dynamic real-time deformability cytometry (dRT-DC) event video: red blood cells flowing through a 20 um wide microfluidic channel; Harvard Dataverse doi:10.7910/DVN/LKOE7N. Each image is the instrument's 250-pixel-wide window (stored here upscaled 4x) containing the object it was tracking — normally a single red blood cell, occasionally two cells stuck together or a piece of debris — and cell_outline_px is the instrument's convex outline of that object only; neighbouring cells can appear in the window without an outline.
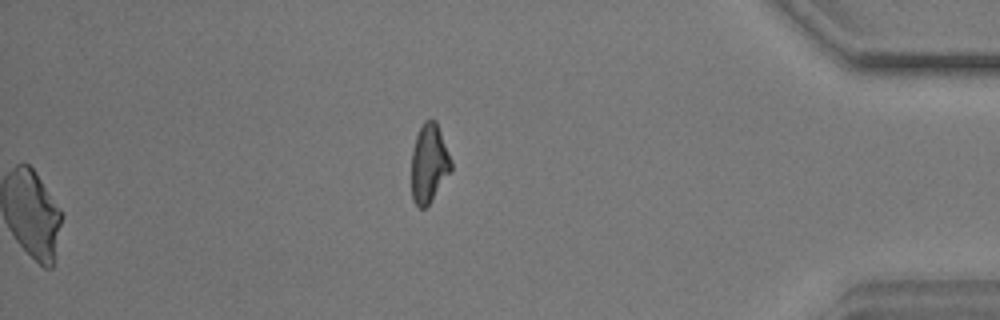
{"species": "common noctule bat (a hibernating species)", "species_latin": "Nyctalus noctula", "temperature_condition": "warm", "stored_images_in_passage": 41, "camera_frame_rate_fps": 3000, "um_per_image_px": 0.085, "animal": {"sex": "male", "body_mass_g": 17.9}, "frame": {"image": 1, "passage_image": 41, "time_ms": 13.333, "image_size_px": [1000, 320], "cell_outline_px": [[452, 172], [428, 204], [424, 208], [420, 208], [412, 200], [412, 152], [416, 136], [424, 120], [436, 120], [452, 160]], "centroid_in_image_um": [36.49, 13.88], "position_along_channel_um": 398.7, "area_um2": 18.21}}